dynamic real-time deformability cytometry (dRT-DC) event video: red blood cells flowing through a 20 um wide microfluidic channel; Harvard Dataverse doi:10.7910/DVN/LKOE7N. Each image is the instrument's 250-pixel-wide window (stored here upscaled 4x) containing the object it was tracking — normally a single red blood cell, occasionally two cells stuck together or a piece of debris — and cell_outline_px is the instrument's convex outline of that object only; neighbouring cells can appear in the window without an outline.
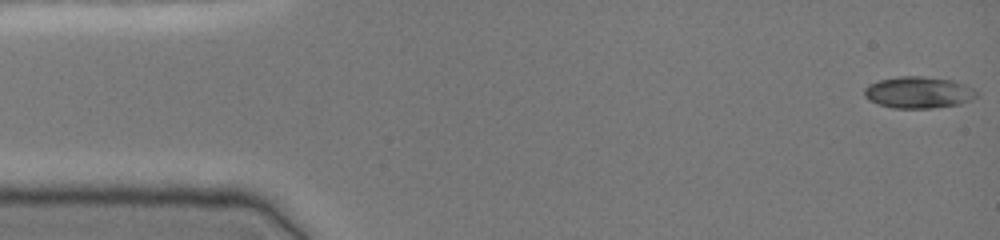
{"species": "common noctule bat (a hibernating species)", "species_latin": "Nyctalus noctula", "temperature_condition": "cold", "stored_images_in_passage": 25, "camera_frame_rate_fps": 3000, "um_per_image_px": 0.085, "animal": {"sex": "female", "body_mass_g": 19.0, "forearm_length_mm": 51.5}, "frame": {"image": 1, "passage_image": 1, "time_ms": 0.0, "image_size_px": [1000, 240], "cell_outline_px": [[980, 92], [972, 100], [960, 104], [932, 108], [892, 108], [868, 100], [864, 96], [864, 88], [868, 84], [880, 80], [900, 76], [924, 76], [952, 80], [964, 84]], "centroid_in_image_um": [78.08, 7.85], "position_along_channel_um": 6.9, "area_um2": 20.81}}
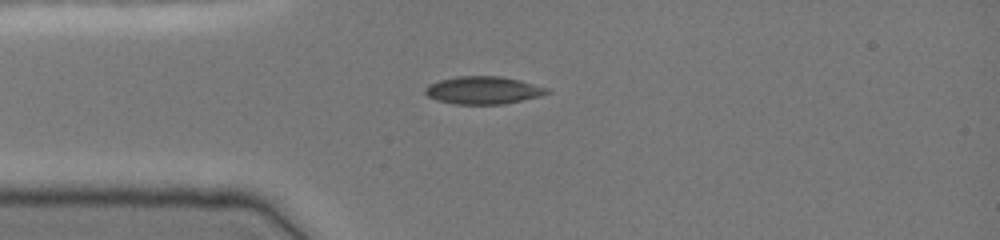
{"frame": {"image": 2, "passage_image": 21, "time_ms": 3.667, "image_size_px": [1000, 240], "cell_outline_px": [[552, 92], [540, 96], [504, 104], [456, 104], [436, 100], [428, 96], [424, 92], [424, 88], [428, 84], [440, 80], [456, 76], [500, 76], [520, 80], [548, 88]], "centroid_in_image_um": [41.07, 7.67], "position_along_channel_um": 43.9, "area_um2": 19.71}}